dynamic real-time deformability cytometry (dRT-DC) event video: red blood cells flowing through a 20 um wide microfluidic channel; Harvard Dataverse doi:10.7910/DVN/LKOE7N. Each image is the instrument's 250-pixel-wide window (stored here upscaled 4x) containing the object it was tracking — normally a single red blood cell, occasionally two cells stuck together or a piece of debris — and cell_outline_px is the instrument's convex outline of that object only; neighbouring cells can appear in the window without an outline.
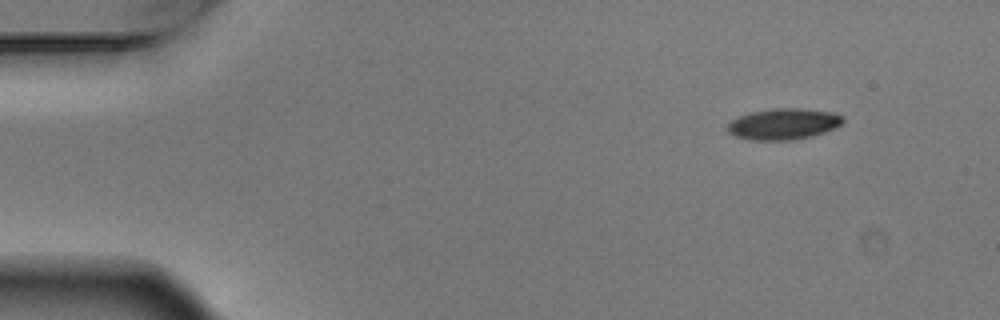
{"species": "Egyptian fruit bat (a non-hibernating species)", "species_latin": "Rousettus aegyptiacus", "temperature_condition": "warm", "stored_images_in_passage": 4, "camera_frame_rate_fps": 3000, "um_per_image_px": 0.085, "animal": {"sex": "male"}, "frame": {"image": 1, "passage_image": 1, "time_ms": 0.0, "image_size_px": [1000, 320], "cell_outline_px": [[844, 124], [836, 128], [812, 136], [792, 140], [748, 140], [736, 136], [728, 132], [724, 128], [732, 120], [740, 116], [752, 112], [772, 108], [804, 108], [832, 112], [844, 116]], "centroid_in_image_um": [66.62, 10.54], "position_along_channel_um": 18.4, "area_um2": 21.21}}
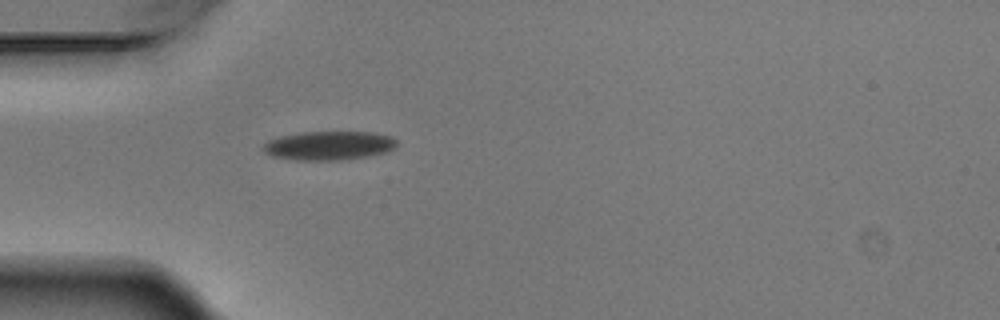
{"frame": {"image": 2, "passage_image": 4, "time_ms": 1.0, "image_size_px": [1000, 320], "cell_outline_px": [[396, 148], [384, 152], [368, 156], [348, 160], [296, 160], [272, 156], [264, 152], [260, 148], [268, 140], [280, 136], [304, 132], [368, 132], [392, 136], [396, 140]], "centroid_in_image_um": [27.94, 12.38], "position_along_channel_um": 57.1, "area_um2": 22.6}}